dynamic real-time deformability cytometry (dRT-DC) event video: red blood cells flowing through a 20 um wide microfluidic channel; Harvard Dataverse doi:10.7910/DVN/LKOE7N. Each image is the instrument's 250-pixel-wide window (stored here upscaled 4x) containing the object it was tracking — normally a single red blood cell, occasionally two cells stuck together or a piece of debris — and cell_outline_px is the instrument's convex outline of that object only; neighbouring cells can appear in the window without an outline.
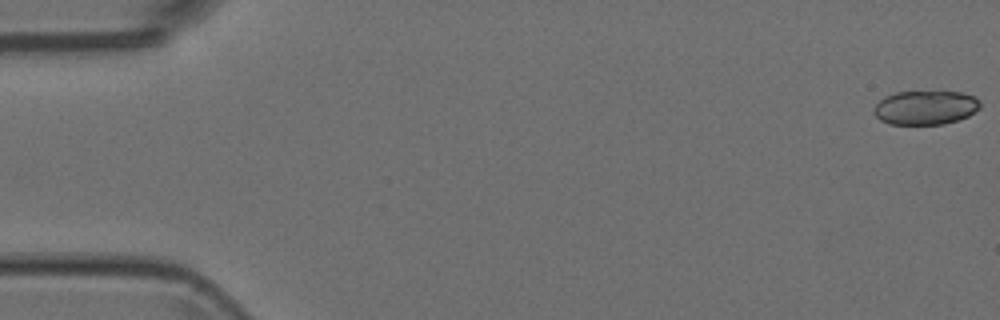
{"species": "Egyptian fruit bat (a non-hibernating species)", "species_latin": "Rousettus aegyptiacus", "temperature_condition": "room temperature", "stored_images_in_passage": 53, "segment_of_instrument_passage": [1, 2], "camera_frame_rate_fps": 3000, "um_per_image_px": 0.085, "animal": {"sex": "female"}, "frame": {"image": 1, "passage_image": 1, "time_ms": 0.0, "image_size_px": [1000, 320], "cell_outline_px": [[980, 108], [968, 116], [944, 124], [888, 124], [880, 120], [872, 112], [872, 108], [884, 96], [896, 92], [960, 92], [972, 96], [980, 100]], "centroid_in_image_um": [78.62, 9.15], "position_along_channel_um": 6.4, "area_um2": 21.1}}
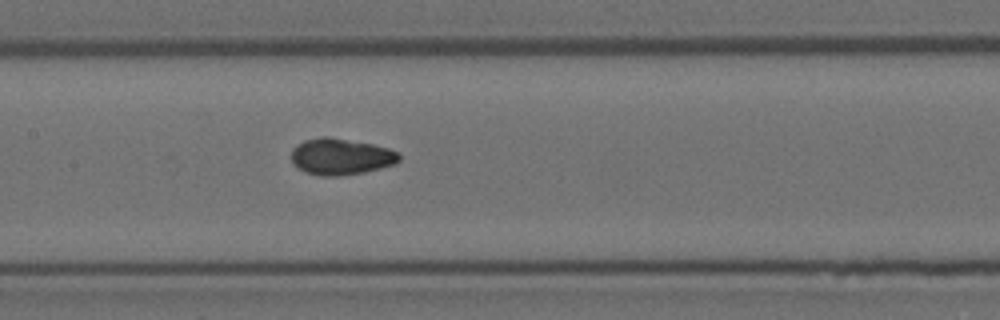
{"frame": {"image": 2, "passage_image": 25, "time_ms": 8.0, "image_size_px": [1000, 320], "cell_outline_px": [[400, 160], [396, 164], [364, 172], [340, 176], [320, 176], [304, 172], [292, 164], [292, 148], [296, 144], [304, 140], [324, 136], [328, 136], [372, 144], [388, 148], [400, 152]], "centroid_in_image_um": [28.96, 13.31], "position_along_channel_um": 178.4, "area_um2": 23.12}}
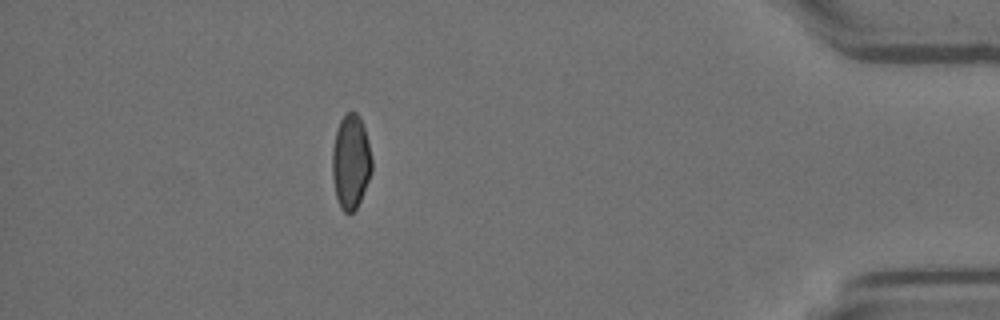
{"frame": {"image": 3, "passage_image": 46, "time_ms": 15.0, "image_size_px": [1000, 320], "cell_outline_px": [[372, 172], [360, 200], [356, 208], [352, 212], [344, 212], [340, 208], [336, 196], [332, 176], [332, 148], [336, 132], [340, 120], [344, 112], [356, 112], [360, 116], [364, 128], [372, 160]], "centroid_in_image_um": [29.8, 13.73], "position_along_channel_um": 405.4, "area_um2": 21.73}}